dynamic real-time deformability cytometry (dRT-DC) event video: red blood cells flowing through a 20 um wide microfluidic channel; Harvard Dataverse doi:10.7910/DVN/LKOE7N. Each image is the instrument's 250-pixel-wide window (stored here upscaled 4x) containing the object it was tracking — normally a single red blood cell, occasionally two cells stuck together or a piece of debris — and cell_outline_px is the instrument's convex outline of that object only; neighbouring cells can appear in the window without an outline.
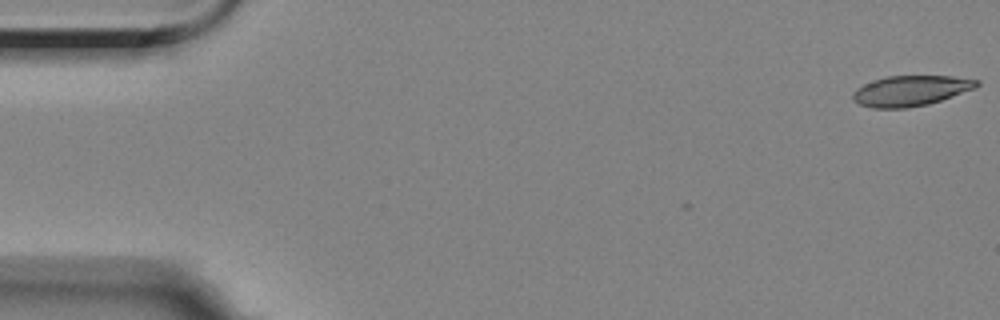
{"species": "Egyptian fruit bat (a non-hibernating species)", "species_latin": "Rousettus aegyptiacus", "temperature_condition": "room temperature", "stored_images_in_passage": 10, "camera_frame_rate_fps": 3000, "um_per_image_px": 0.085, "animal": {"sex": "female"}, "frame": {"image": 1, "passage_image": 1, "time_ms": 0.0, "image_size_px": [1000, 320], "cell_outline_px": [[980, 84], [976, 88], [928, 104], [908, 108], [872, 108], [860, 104], [852, 100], [852, 92], [856, 88], [872, 80], [888, 76], [952, 76], [980, 80]], "centroid_in_image_um": [77.39, 7.71], "position_along_channel_um": 7.6, "area_um2": 22.02}}